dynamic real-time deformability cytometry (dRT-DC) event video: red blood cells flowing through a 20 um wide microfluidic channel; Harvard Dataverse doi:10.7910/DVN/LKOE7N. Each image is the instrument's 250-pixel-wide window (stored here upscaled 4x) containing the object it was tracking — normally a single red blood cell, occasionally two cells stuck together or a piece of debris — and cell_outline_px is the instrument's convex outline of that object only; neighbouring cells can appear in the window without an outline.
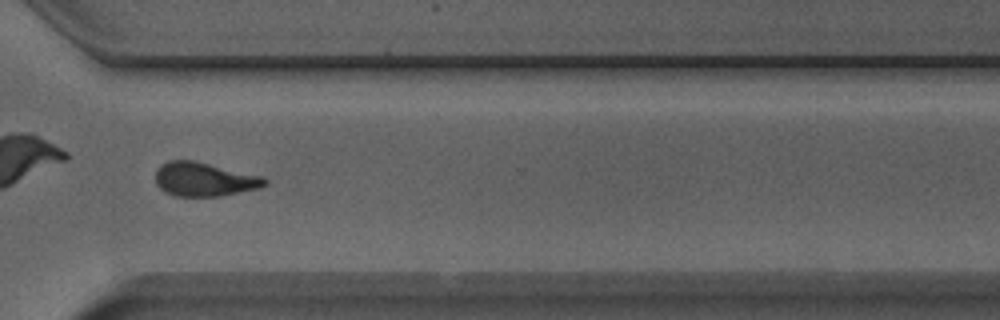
{"species": "Egyptian fruit bat (a non-hibernating species)", "species_latin": "Rousettus aegyptiacus", "temperature_condition": "room temperature", "stored_images_in_passage": 50, "camera_frame_rate_fps": 3000, "um_per_image_px": 0.085, "animal": {"sex": "male"}, "frame": {"image": 1, "passage_image": 36, "time_ms": 11.667, "image_size_px": [1000, 320], "cell_outline_px": [[268, 184], [260, 188], [220, 196], [172, 196], [164, 192], [156, 184], [156, 168], [160, 164], [168, 160], [192, 160], [264, 176], [268, 180]], "centroid_in_image_um": [17.36, 15.24], "position_along_channel_um": 353.2, "area_um2": 21.85}}
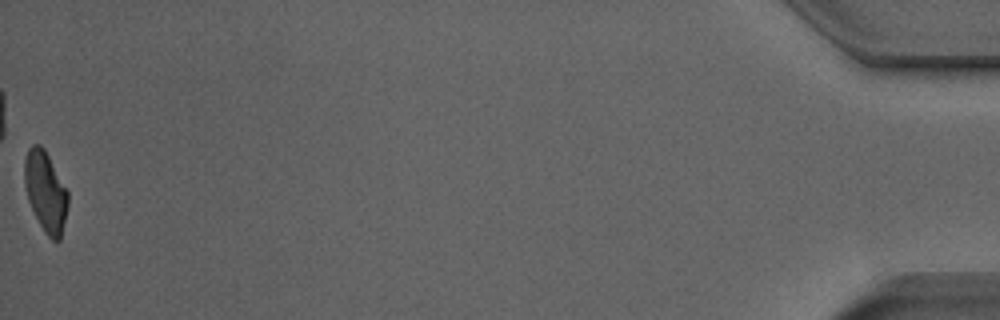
{"frame": {"image": 2, "passage_image": 50, "time_ms": 16.333, "image_size_px": [1000, 320], "cell_outline_px": [[68, 204], [60, 240], [52, 240], [44, 232], [28, 200], [24, 184], [24, 160], [28, 148], [32, 144], [40, 144], [44, 148], [68, 192]], "centroid_in_image_um": [3.86, 16.26], "position_along_channel_um": 431.3, "area_um2": 20.17}, "authors_computed_cell_mechanics": {"area_um2": 21.2704, "velocity_mm_per_s": 3.9701, "shape_relaxation_time_tau1_ms": 2.8402, "shape_relaxation_time_tau2_ms": 1.6206, "deformation_change_tau1": 0.1568, "deformation_change_tau2": 0.1053}}